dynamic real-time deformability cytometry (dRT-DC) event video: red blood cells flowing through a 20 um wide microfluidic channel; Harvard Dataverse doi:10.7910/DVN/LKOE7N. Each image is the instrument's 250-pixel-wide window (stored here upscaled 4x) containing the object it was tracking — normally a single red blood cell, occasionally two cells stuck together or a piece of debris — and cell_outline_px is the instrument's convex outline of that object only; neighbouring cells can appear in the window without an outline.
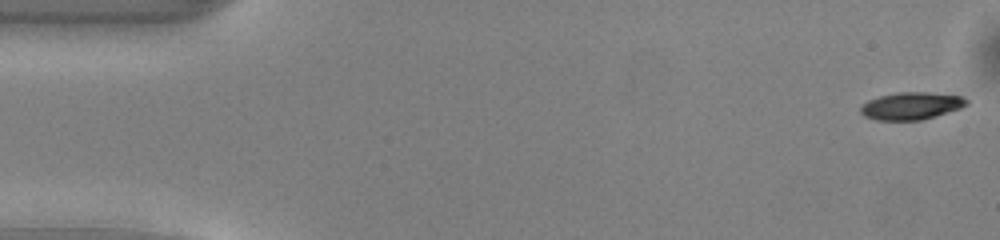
{"species": "common noctule bat (a hibernating species)", "species_latin": "Nyctalus noctula", "temperature_condition": "warm", "stored_images_in_passage": 50, "camera_frame_rate_fps": 3000, "um_per_image_px": 0.085, "animal": {"sex": "male", "body_mass_g": 13.0, "forearm_length_mm": 53.1}, "frame": {"image": 1, "passage_image": 1, "time_ms": 0.0, "image_size_px": [1000, 240], "cell_outline_px": [[968, 104], [960, 108], [920, 120], [876, 120], [864, 116], [860, 112], [860, 108], [868, 100], [880, 96], [896, 92], [928, 92], [964, 96], [968, 100]], "centroid_in_image_um": [77.46, 8.99], "position_along_channel_um": 7.5, "area_um2": 16.82}}
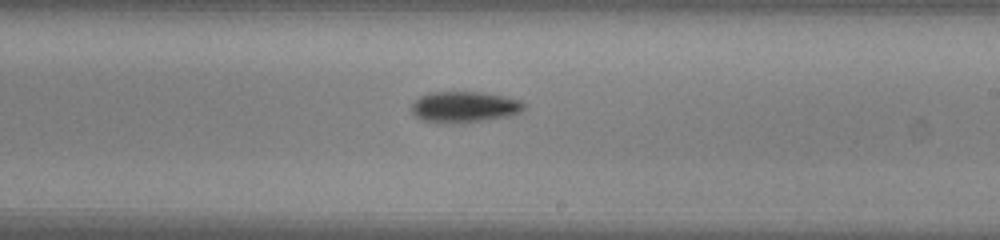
{"frame": {"image": 2, "passage_image": 29, "time_ms": 9.333, "image_size_px": [1000, 240], "cell_outline_px": [[524, 108], [520, 112], [508, 116], [460, 124], [424, 120], [416, 116], [412, 112], [412, 104], [420, 96], [428, 92], [480, 92], [504, 96], [524, 100]], "centroid_in_image_um": [39.5, 9.08], "position_along_channel_um": 249.5, "area_um2": 20.29}}
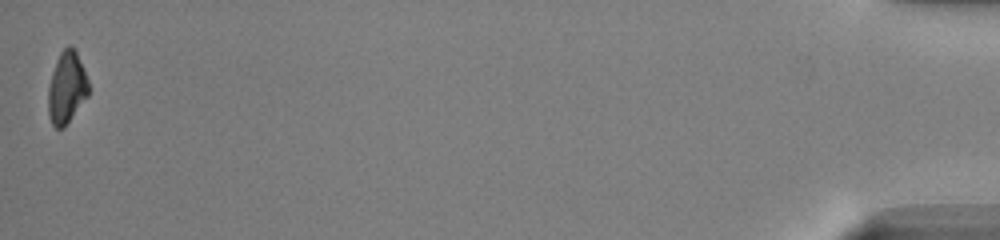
{"frame": {"image": 3, "passage_image": 50, "time_ms": 16.333, "image_size_px": [1000, 240], "cell_outline_px": [[88, 96], [64, 128], [56, 128], [52, 124], [48, 116], [48, 88], [52, 72], [56, 60], [60, 52], [68, 44], [72, 44], [76, 52], [88, 80]], "centroid_in_image_um": [5.65, 7.45], "position_along_channel_um": 429.5, "area_um2": 16.94}, "authors_computed_cell_mechanics": {"area_um2": 18.1203, "velocity_mm_per_s": 4.0586, "shape_relaxation_time_tau1_ms": 2.2555, "shape_relaxation_time_tau2_ms": null, "deformation_change_tau1": 0.1153, "deformation_change_tau2": null}}